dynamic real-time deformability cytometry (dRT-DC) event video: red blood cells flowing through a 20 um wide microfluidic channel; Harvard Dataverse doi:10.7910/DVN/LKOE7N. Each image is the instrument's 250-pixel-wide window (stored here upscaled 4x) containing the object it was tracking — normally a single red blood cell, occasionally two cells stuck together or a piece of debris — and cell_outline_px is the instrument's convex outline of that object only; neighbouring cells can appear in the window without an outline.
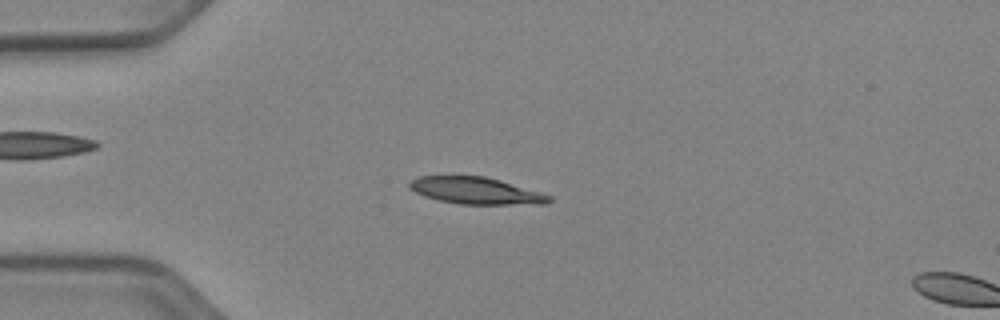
{"species": "Egyptian fruit bat (a non-hibernating species)", "species_latin": "Rousettus aegyptiacus", "temperature_condition": "cold", "stored_images_in_passage": 13, "camera_frame_rate_fps": 3000, "um_per_image_px": 0.085, "animal": {"sex": "female"}, "frame": {"image": 1, "passage_image": 11, "time_ms": 3.333, "image_size_px": [1000, 320], "cell_outline_px": [[552, 200], [548, 204], [460, 204], [440, 200], [424, 196], [408, 188], [408, 180], [420, 176], [484, 176], [500, 180], [540, 192], [552, 196]], "centroid_in_image_um": [40.44, 16.21], "position_along_channel_um": 44.6, "area_um2": 21.85}}